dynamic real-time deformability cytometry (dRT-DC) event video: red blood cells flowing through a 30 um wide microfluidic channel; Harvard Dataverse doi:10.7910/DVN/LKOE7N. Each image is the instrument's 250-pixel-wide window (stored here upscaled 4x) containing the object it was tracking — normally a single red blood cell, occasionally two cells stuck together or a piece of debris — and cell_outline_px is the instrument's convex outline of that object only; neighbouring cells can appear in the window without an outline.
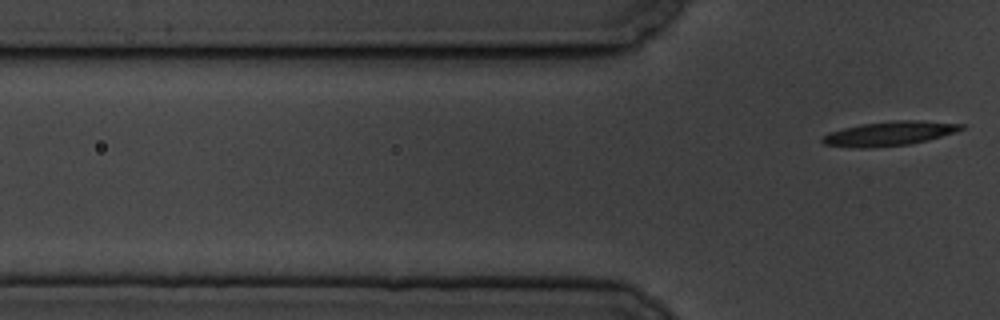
{"species": "common noctule bat (a hibernating species)", "species_latin": "Nyctalus noctula", "temperature_condition": "cold", "stored_images_in_passage": 3, "segment_of_instrument_passage": [2, 2], "camera_frame_rate_fps": 3000, "um_per_image_px": 0.085, "animal": {"sex": "male", "body_mass_g": 19.5, "forearm_length_mm": 54.6}, "frame": {"image": 1, "passage_image": 3, "time_ms": 2.0, "image_size_px": [1000, 320], "cell_outline_px": [[964, 128], [956, 132], [908, 144], [864, 148], [856, 148], [824, 144], [820, 140], [828, 132], [860, 124], [892, 120], [920, 120], [964, 124]], "centroid_in_image_um": [75.57, 11.33], "position_along_channel_um": 50.2, "area_um2": 19.48}}